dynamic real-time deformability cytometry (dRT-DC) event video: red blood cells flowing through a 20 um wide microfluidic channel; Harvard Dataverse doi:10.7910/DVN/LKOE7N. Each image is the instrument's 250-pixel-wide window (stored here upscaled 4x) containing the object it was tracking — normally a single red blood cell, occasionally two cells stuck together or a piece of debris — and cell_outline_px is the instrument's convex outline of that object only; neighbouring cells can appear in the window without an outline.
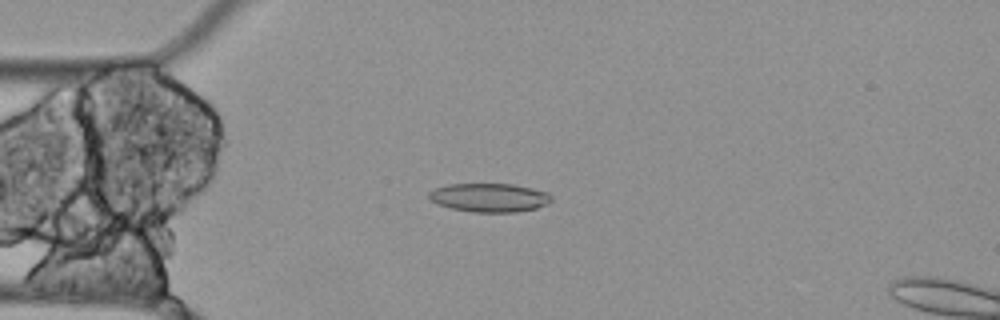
{"species": "Egyptian fruit bat (a non-hibernating species)", "species_latin": "Rousettus aegyptiacus", "temperature_condition": "cold", "stored_images_in_passage": 4, "segment_of_instrument_passage": [1, 3], "camera_frame_rate_fps": 3000, "um_per_image_px": 0.085, "animal": {"sex": "female"}, "frame": {"image": 1, "passage_image": 2, "time_ms": 0.333, "image_size_px": [1000, 320], "cell_outline_px": [[552, 200], [548, 204], [536, 208], [516, 212], [472, 212], [448, 208], [436, 204], [428, 196], [428, 192], [436, 188], [448, 184], [512, 184], [532, 188], [548, 192], [552, 196]], "centroid_in_image_um": [41.6, 16.8], "position_along_channel_um": 43.4, "area_um2": 20.63}}